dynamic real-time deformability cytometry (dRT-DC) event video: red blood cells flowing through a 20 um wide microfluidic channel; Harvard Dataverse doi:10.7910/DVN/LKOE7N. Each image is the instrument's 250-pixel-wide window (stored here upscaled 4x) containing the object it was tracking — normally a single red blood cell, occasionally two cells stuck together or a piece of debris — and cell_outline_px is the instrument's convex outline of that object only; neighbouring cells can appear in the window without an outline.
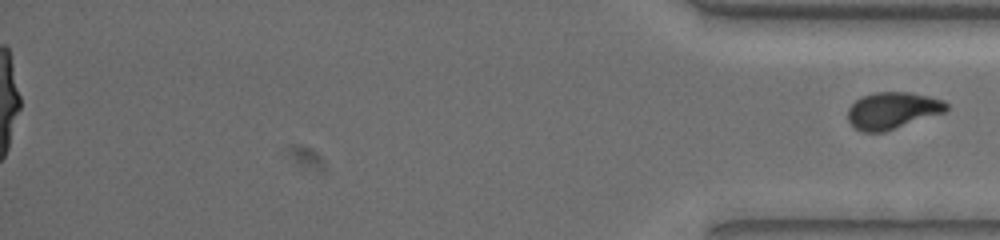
{"species": "common noctule bat (a hibernating species)", "species_latin": "Nyctalus noctula", "temperature_condition": "warm", "stored_images_in_passage": 67, "segment_of_instrument_passage": [2, 2], "camera_frame_rate_fps": 3000, "um_per_image_px": 0.085, "animal": {"sex": "female", "body_mass_g": 19.5, "forearm_length_mm": 54.1}, "frame": {"image": 1, "passage_image": 67, "time_ms": 22.0, "image_size_px": [1000, 240], "cell_outline_px": [[948, 108], [944, 112], [884, 132], [864, 132], [856, 128], [848, 120], [848, 108], [856, 100], [864, 96], [876, 92], [908, 92], [928, 96], [944, 100], [948, 104]], "centroid_in_image_um": [75.87, 9.39], "position_along_channel_um": 359.3, "area_um2": 20.87}}